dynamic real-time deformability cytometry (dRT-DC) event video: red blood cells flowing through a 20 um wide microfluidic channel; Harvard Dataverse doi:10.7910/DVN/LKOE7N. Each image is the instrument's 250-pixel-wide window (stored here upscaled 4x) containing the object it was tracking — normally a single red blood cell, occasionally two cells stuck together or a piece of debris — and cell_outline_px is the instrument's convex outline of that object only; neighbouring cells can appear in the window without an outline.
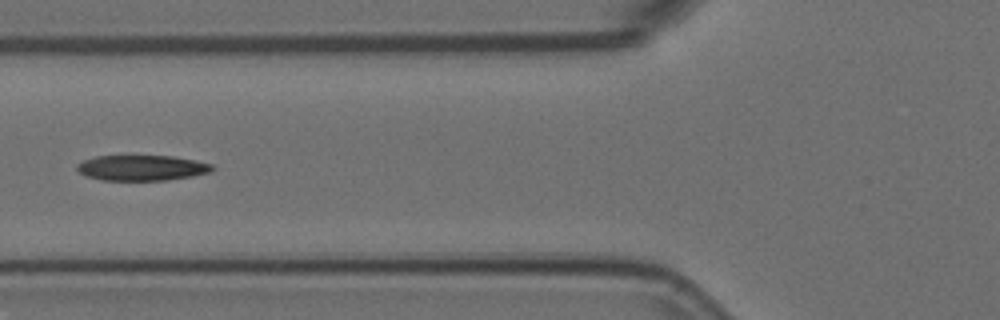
{"species": "Egyptian fruit bat (a non-hibernating species)", "species_latin": "Rousettus aegyptiacus", "temperature_condition": "room temperature", "stored_images_in_passage": 10, "camera_frame_rate_fps": 3000, "um_per_image_px": 0.085, "animal": {"sex": "female"}, "frame": {"image": 1, "passage_image": 5, "time_ms": 1.333, "image_size_px": [1000, 320], "cell_outline_px": [[216, 168], [212, 172], [192, 176], [168, 180], [100, 180], [88, 176], [80, 172], [76, 168], [76, 164], [84, 160], [96, 156], [172, 156], [196, 160], [212, 164]], "centroid_in_image_um": [12.1, 14.27], "position_along_channel_um": 113.7, "area_um2": 20.11}}
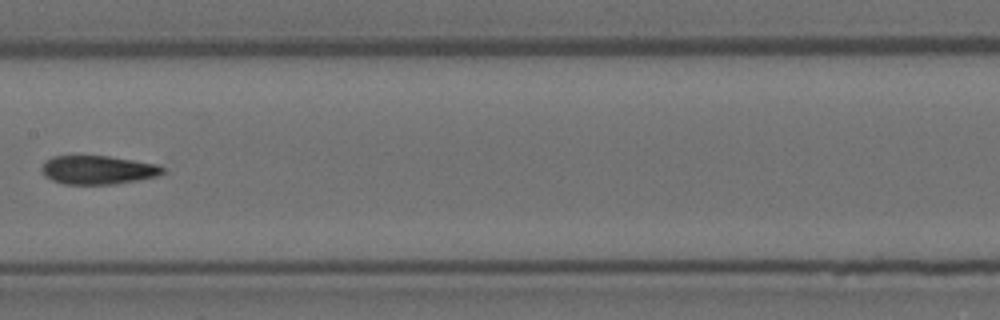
{"frame": {"image": 2, "passage_image": 7, "time_ms": 2.0, "image_size_px": [1000, 320], "cell_outline_px": [[164, 172], [156, 176], [116, 184], [64, 184], [52, 180], [44, 176], [40, 168], [44, 160], [52, 156], [108, 156], [156, 164], [164, 168]], "centroid_in_image_um": [8.25, 14.44], "position_along_channel_um": 199.1, "area_um2": 20.17}}
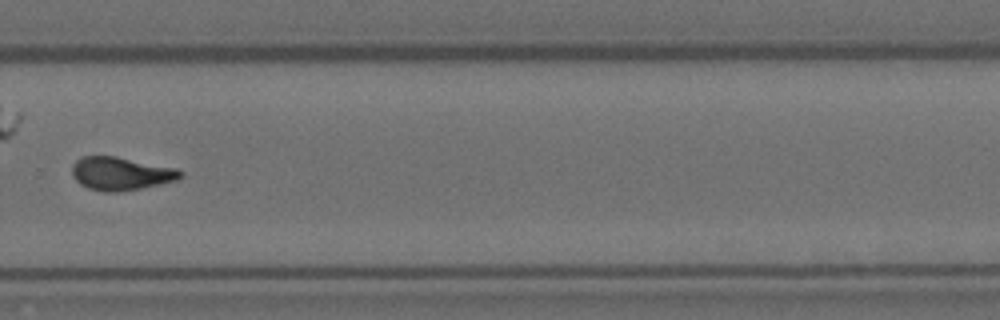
{"frame": {"image": 3, "passage_image": 10, "time_ms": 3.0, "image_size_px": [1000, 320], "cell_outline_px": [[184, 176], [176, 180], [160, 184], [140, 188], [116, 192], [104, 192], [88, 188], [80, 184], [72, 176], [72, 164], [80, 156], [116, 156], [176, 168], [184, 172]], "centroid_in_image_um": [10.26, 14.75], "position_along_channel_um": 319.5, "area_um2": 21.04}}